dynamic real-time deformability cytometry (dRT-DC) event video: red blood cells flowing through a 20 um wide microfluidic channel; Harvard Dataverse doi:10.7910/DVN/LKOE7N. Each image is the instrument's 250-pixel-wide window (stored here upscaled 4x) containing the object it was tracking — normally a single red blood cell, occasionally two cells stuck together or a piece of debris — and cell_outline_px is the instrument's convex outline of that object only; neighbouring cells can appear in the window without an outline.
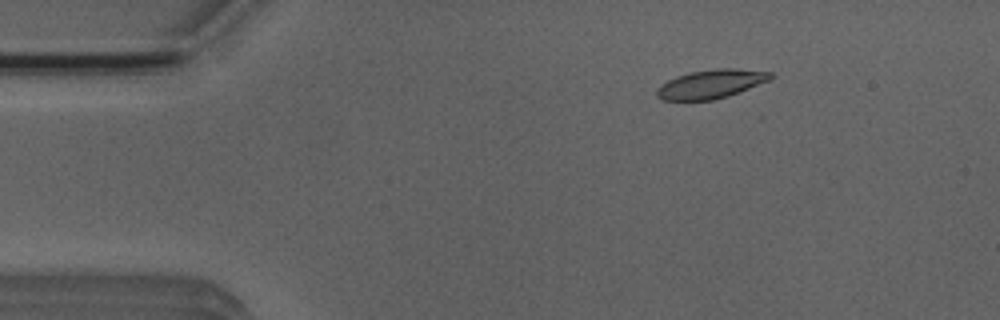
{"species": "Egyptian fruit bat (a non-hibernating species)", "species_latin": "Rousettus aegyptiacus", "temperature_condition": "room temperature", "stored_images_in_passage": 52, "camera_frame_rate_fps": 3000, "um_per_image_px": 0.085, "animal": {"sex": "male"}, "frame": {"image": 1, "passage_image": 8, "time_ms": 2.333, "image_size_px": [1000, 320], "cell_outline_px": [[776, 76], [772, 80], [728, 96], [712, 100], [664, 100], [656, 96], [656, 88], [660, 84], [676, 76], [688, 72], [716, 68], [736, 68], [772, 72]], "centroid_in_image_um": [60.47, 7.13], "position_along_channel_um": 24.5, "area_um2": 19.42}}
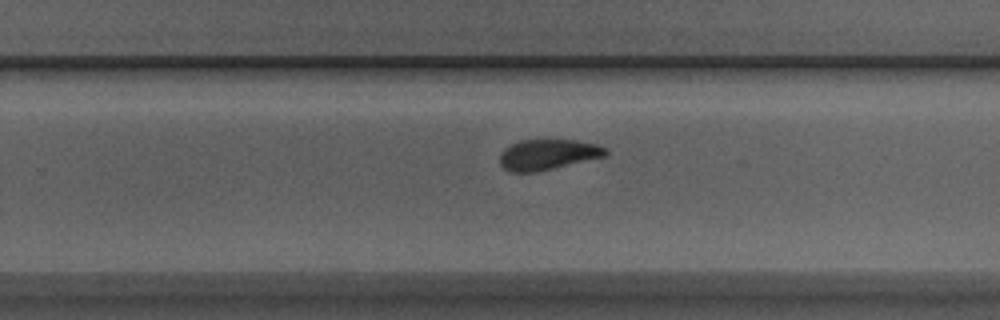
{"frame": {"image": 2, "passage_image": 33, "time_ms": 10.667, "image_size_px": [1000, 320], "cell_outline_px": [[608, 152], [604, 156], [536, 172], [508, 172], [500, 164], [500, 156], [504, 148], [520, 140], [576, 140], [596, 144], [608, 148]], "centroid_in_image_um": [46.55, 13.13], "position_along_channel_um": 283.3, "area_um2": 18.67}}
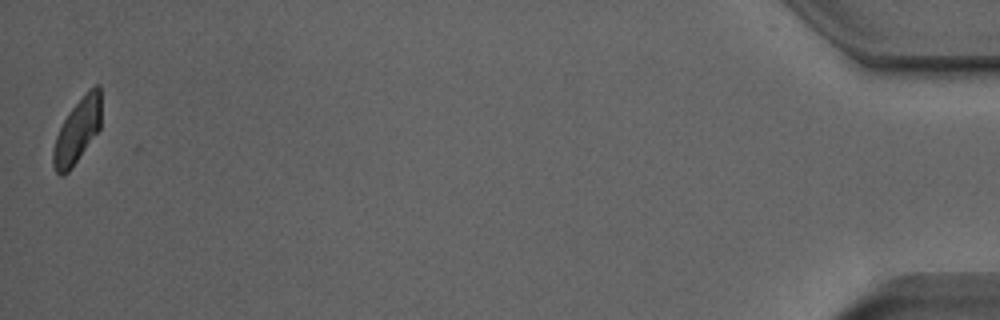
{"frame": {"image": 3, "passage_image": 52, "time_ms": 17.0, "image_size_px": [1000, 320], "cell_outline_px": [[100, 128], [72, 168], [64, 176], [60, 176], [56, 172], [52, 164], [52, 152], [56, 136], [64, 120], [72, 108], [88, 88], [96, 84], [100, 84]], "centroid_in_image_um": [6.56, 11.13], "position_along_channel_um": 428.6, "area_um2": 17.98}, "authors_computed_cell_mechanics": {"area_um2": 19.2185, "velocity_mm_per_s": 3.8948, "shape_relaxation_time_tau1_ms": 3.5117, "shape_relaxation_time_tau2_ms": 1.2365, "deformation_change_tau1": 0.136, "deformation_change_tau2": 0.0724}}